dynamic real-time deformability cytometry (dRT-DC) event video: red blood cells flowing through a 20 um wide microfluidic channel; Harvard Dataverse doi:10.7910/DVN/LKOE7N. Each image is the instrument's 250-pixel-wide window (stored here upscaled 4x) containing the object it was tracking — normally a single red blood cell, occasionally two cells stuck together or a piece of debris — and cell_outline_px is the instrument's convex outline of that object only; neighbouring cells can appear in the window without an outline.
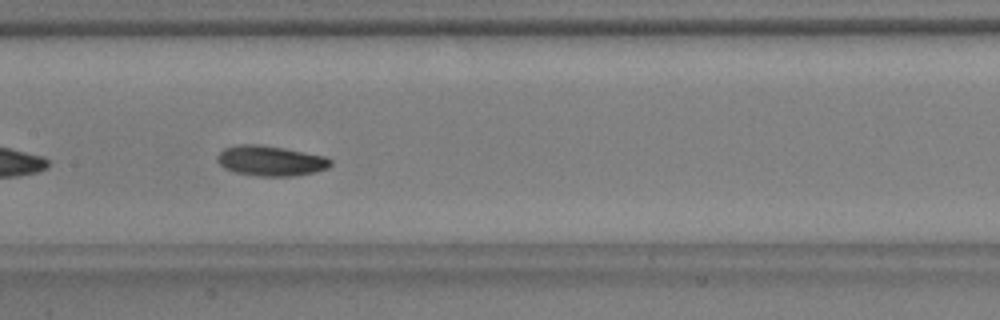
{"species": "common noctule bat (a hibernating species)", "species_latin": "Nyctalus noctula", "temperature_condition": "warm", "stored_images_in_passage": 39, "camera_frame_rate_fps": 3000, "um_per_image_px": 0.085, "animal": {"sex": "male", "body_mass_g": 17.9, "forearm_length_mm": 54.2}, "frame": {"image": 1, "passage_image": 12, "time_ms": 3.667, "image_size_px": [1000, 320], "cell_outline_px": [[332, 164], [328, 168], [316, 172], [292, 176], [256, 176], [236, 172], [224, 168], [216, 160], [216, 156], [224, 148], [240, 144], [260, 144], [284, 148], [324, 156], [332, 160]], "centroid_in_image_um": [23.0, 13.67], "position_along_channel_um": 184.4, "area_um2": 20.0}}
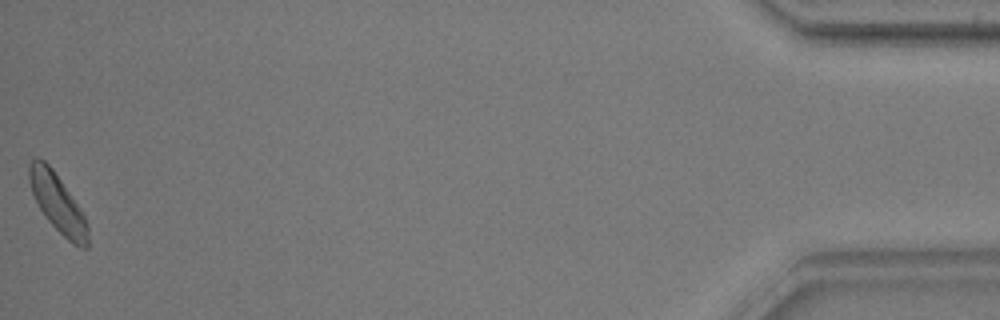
{"frame": {"image": 2, "passage_image": 39, "time_ms": 12.667, "image_size_px": [1000, 320], "cell_outline_px": [[88, 248], [80, 248], [72, 244], [48, 220], [40, 208], [32, 192], [28, 180], [28, 164], [36, 156], [44, 160], [52, 168], [80, 208], [88, 224]], "centroid_in_image_um": [4.89, 17.26], "position_along_channel_um": 430.3, "area_um2": 19.71}, "authors_computed_cell_mechanics": {"area_um2": 19.4786, "velocity_mm_per_s": 3.714, "shape_relaxation_time_tau1_ms": 2.3297, "shape_relaxation_time_tau2_ms": 9.747, "deformation_change_tau1": 0.0986, "deformation_change_tau2": 0.1934}}